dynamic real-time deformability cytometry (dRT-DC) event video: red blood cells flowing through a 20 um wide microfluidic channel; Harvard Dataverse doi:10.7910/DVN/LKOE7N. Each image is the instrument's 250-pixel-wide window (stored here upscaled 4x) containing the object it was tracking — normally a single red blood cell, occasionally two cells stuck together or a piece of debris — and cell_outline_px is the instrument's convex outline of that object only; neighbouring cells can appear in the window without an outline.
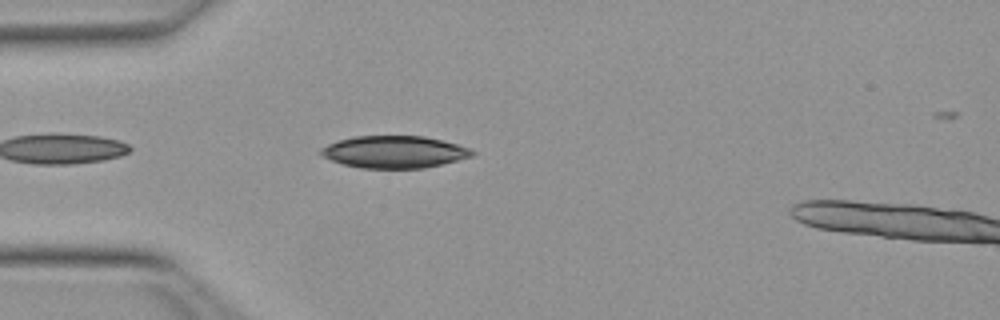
{"species": "Egyptian fruit bat (a non-hibernating species)", "species_latin": "Rousettus aegyptiacus", "temperature_condition": "warm", "stored_images_in_passage": 25, "camera_frame_rate_fps": 3000, "um_per_image_px": 0.085, "animal": {"sex": "female"}, "frame": {"image": 1, "passage_image": 3, "time_ms": 0.667, "image_size_px": [1000, 320], "cell_outline_px": [[476, 152], [472, 156], [424, 168], [360, 168], [344, 164], [332, 160], [316, 152], [320, 148], [328, 144], [340, 140], [356, 136], [424, 136], [456, 144], [468, 148]], "centroid_in_image_um": [33.47, 12.91], "position_along_channel_um": 51.5, "area_um2": 28.03}}
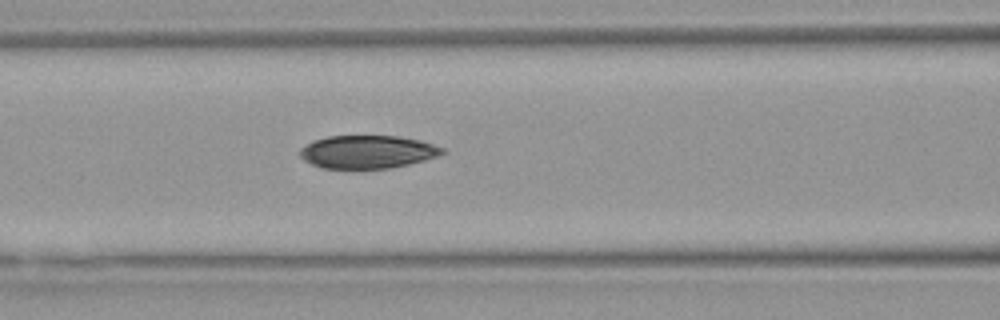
{"frame": {"image": 2, "passage_image": 10, "time_ms": 3.0, "image_size_px": [1000, 320], "cell_outline_px": [[444, 152], [436, 156], [424, 160], [392, 168], [320, 168], [304, 160], [296, 152], [300, 148], [312, 140], [328, 136], [400, 136], [420, 140], [444, 148]], "centroid_in_image_um": [31.18, 12.9], "position_along_channel_um": 135.4, "area_um2": 27.46}}
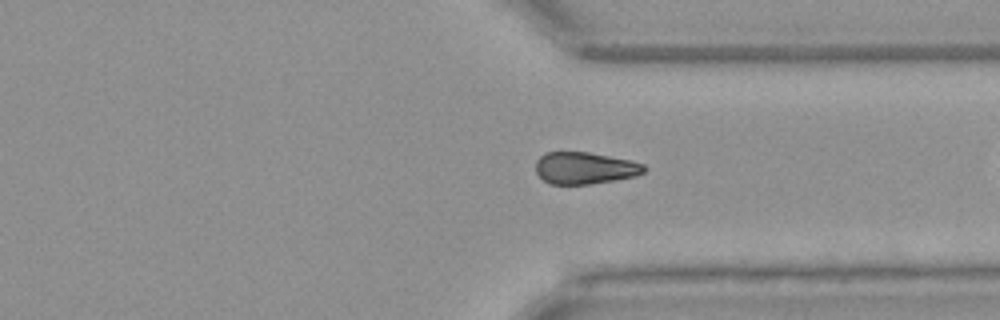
{"frame": {"image": 3, "passage_image": 24, "time_ms": 7.667, "image_size_px": [1000, 320], "cell_outline_px": [[644, 172], [636, 176], [588, 184], [552, 184], [544, 180], [536, 172], [536, 160], [544, 152], [588, 152], [632, 160], [644, 164]], "centroid_in_image_um": [49.7, 14.27], "position_along_channel_um": 361.7, "area_um2": 20.06}}